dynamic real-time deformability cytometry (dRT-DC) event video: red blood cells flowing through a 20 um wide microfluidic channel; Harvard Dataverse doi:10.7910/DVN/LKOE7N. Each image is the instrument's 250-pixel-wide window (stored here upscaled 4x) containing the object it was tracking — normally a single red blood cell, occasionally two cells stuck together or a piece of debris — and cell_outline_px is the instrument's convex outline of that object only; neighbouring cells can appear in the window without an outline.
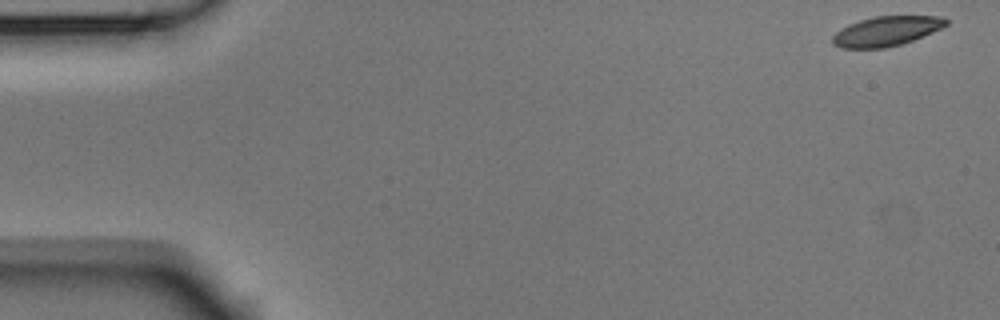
{"species": "Egyptian fruit bat (a non-hibernating species)", "species_latin": "Rousettus aegyptiacus", "temperature_condition": "room temperature", "stored_images_in_passage": 53, "camera_frame_rate_fps": 3000, "um_per_image_px": 0.085, "animal": {"sex": "male"}, "frame": {"image": 1, "passage_image": 1, "time_ms": 0.0, "image_size_px": [1000, 320], "cell_outline_px": [[948, 24], [932, 32], [912, 40], [900, 44], [884, 48], [840, 48], [832, 44], [832, 36], [840, 28], [848, 24], [860, 20], [876, 16], [944, 16], [948, 20]], "centroid_in_image_um": [75.31, 2.64], "position_along_channel_um": 9.7, "area_um2": 19.59}}
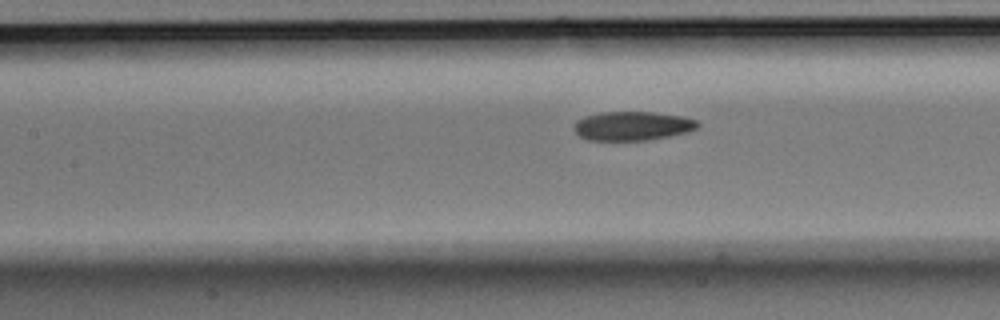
{"frame": {"image": 2, "passage_image": 23, "time_ms": 7.333, "image_size_px": [1000, 320], "cell_outline_px": [[700, 124], [696, 128], [684, 132], [668, 136], [648, 140], [588, 140], [580, 136], [572, 128], [576, 120], [584, 116], [600, 112], [652, 112], [680, 116], [696, 120]], "centroid_in_image_um": [53.69, 10.7], "position_along_channel_um": 153.7, "area_um2": 20.75}}
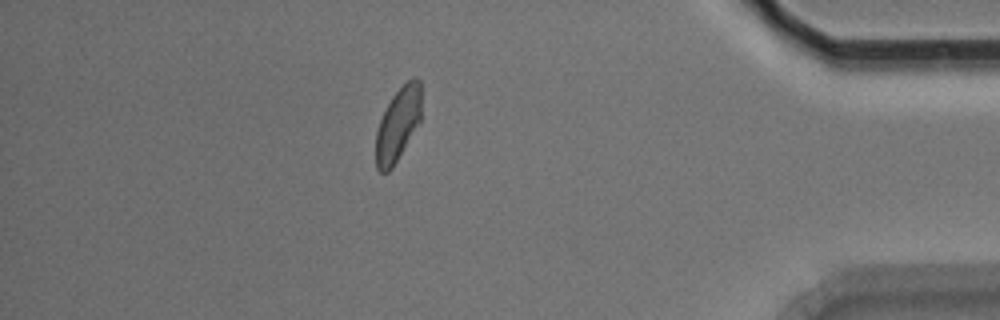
{"frame": {"image": 3, "passage_image": 46, "time_ms": 15.0, "image_size_px": [1000, 320], "cell_outline_px": [[420, 124], [392, 168], [388, 172], [380, 172], [376, 168], [376, 132], [380, 120], [392, 96], [412, 76], [416, 76], [420, 80]], "centroid_in_image_um": [33.83, 10.58], "position_along_channel_um": 401.4, "area_um2": 19.42}, "authors_computed_cell_mechanics": {"area_um2": 20.8658, "velocity_mm_per_s": 3.753, "shape_relaxation_time_tau1_ms": 5.9542, "shape_relaxation_time_tau2_ms": 2.7131, "deformation_change_tau1": 0.1343, "deformation_change_tau2": 0.0705}}